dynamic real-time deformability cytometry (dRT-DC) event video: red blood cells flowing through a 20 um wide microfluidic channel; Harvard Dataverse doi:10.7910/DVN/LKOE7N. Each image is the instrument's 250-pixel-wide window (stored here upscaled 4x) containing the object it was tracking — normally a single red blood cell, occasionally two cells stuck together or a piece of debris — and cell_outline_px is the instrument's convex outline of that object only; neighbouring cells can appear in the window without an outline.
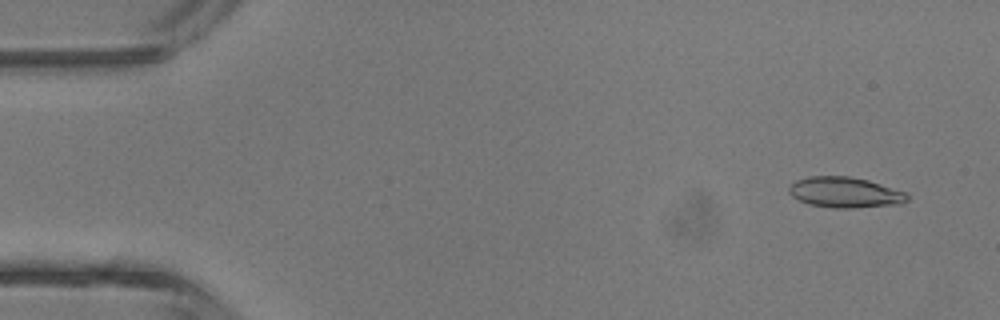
{"species": "common noctule bat (a hibernating species)", "species_latin": "Nyctalus noctula", "temperature_condition": "room temperature", "stored_images_in_passage": 2, "camera_frame_rate_fps": 3000, "um_per_image_px": 0.085, "animal": {"sex": "male", "body_mass_g": 13.3}, "frame": {"image": 1, "passage_image": 2, "time_ms": 1.0, "image_size_px": [1000, 320], "cell_outline_px": [[908, 200], [900, 204], [856, 208], [832, 208], [808, 204], [792, 196], [788, 192], [788, 188], [796, 180], [808, 176], [848, 176], [868, 180], [908, 192]], "centroid_in_image_um": [71.84, 16.36], "position_along_channel_um": 13.2, "area_um2": 21.27}}